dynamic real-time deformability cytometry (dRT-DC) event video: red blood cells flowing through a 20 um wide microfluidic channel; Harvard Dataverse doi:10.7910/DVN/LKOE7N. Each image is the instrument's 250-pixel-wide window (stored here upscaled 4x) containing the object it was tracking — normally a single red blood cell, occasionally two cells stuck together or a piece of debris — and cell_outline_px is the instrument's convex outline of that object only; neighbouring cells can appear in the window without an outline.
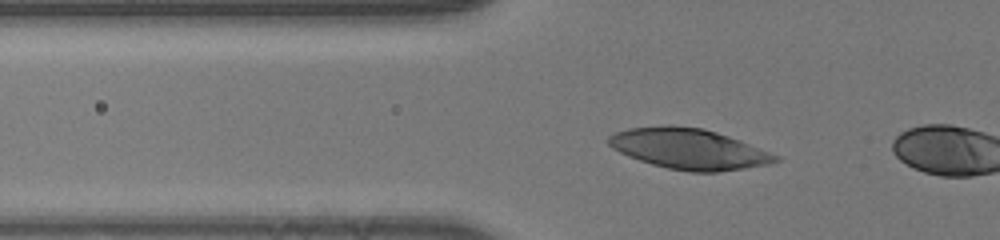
{"species": "human", "species_latin": "Homo sapiens", "temperature_condition": "room temperature", "stored_images_in_passage": 18, "camera_frame_rate_fps": 3000, "um_per_image_px": 0.085, "donor": {"sex": "male"}, "frame": {"image": 1, "passage_image": 16, "time_ms": 5.0, "image_size_px": [1000, 240], "cell_outline_px": [[780, 160], [768, 164], [720, 172], [688, 172], [668, 168], [652, 164], [628, 156], [612, 148], [608, 144], [608, 136], [616, 132], [628, 128], [668, 124], [672, 124], [704, 128], [728, 136], [780, 156]], "centroid_in_image_um": [58.53, 12.64], "position_along_channel_um": 67.3, "area_um2": 39.48}}